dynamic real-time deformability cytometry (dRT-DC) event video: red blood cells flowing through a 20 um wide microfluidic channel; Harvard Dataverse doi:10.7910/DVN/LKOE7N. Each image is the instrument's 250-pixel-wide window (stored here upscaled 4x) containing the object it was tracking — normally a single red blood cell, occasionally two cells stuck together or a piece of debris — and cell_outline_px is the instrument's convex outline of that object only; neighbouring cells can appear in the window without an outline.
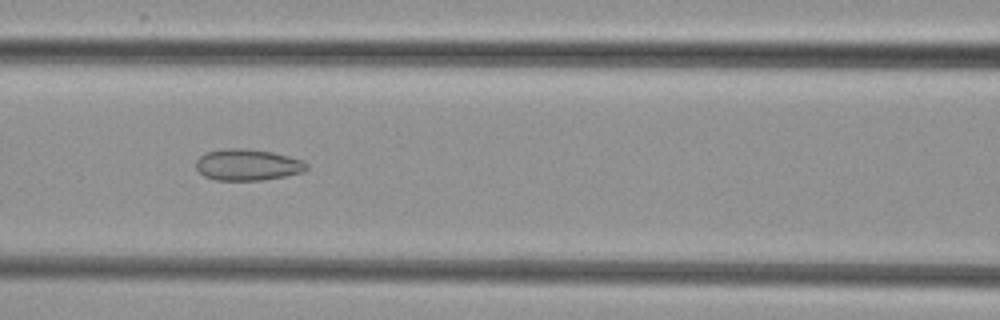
{"species": "common noctule bat (a hibernating species)", "species_latin": "Nyctalus noctula", "temperature_condition": "cold", "stored_images_in_passage": 6, "camera_frame_rate_fps": 3000, "um_per_image_px": 0.085, "animal": {"sex": "female", "body_mass_g": 29.2, "forearm_length_mm": 56.3}, "frame": {"image": 1, "passage_image": 4, "time_ms": 3.333, "image_size_px": [1000, 320], "cell_outline_px": [[308, 168], [304, 172], [264, 180], [216, 180], [204, 176], [196, 168], [196, 160], [200, 156], [208, 152], [224, 148], [240, 148], [272, 152], [288, 156], [300, 160], [308, 164]], "centroid_in_image_um": [21.04, 14.01], "position_along_channel_um": 145.6, "area_um2": 20.11}}
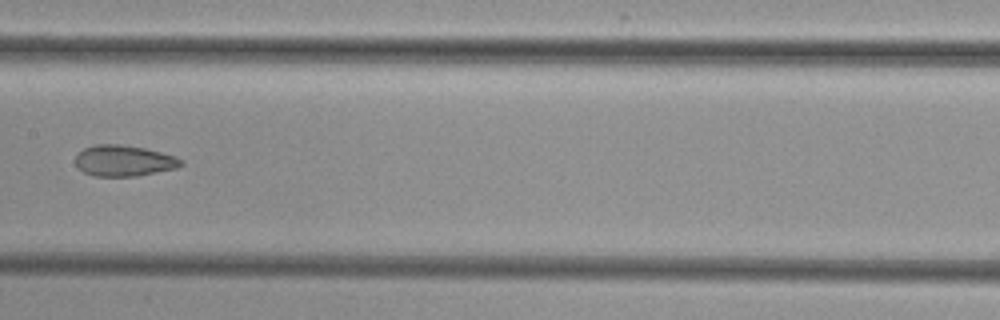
{"frame": {"image": 2, "passage_image": 5, "time_ms": 4.667, "image_size_px": [1000, 320], "cell_outline_px": [[184, 164], [176, 168], [136, 176], [96, 176], [84, 172], [76, 164], [76, 156], [84, 148], [96, 144], [120, 144], [144, 148], [176, 156], [184, 160]], "centroid_in_image_um": [10.56, 13.65], "position_along_channel_um": 196.8, "area_um2": 18.96}}
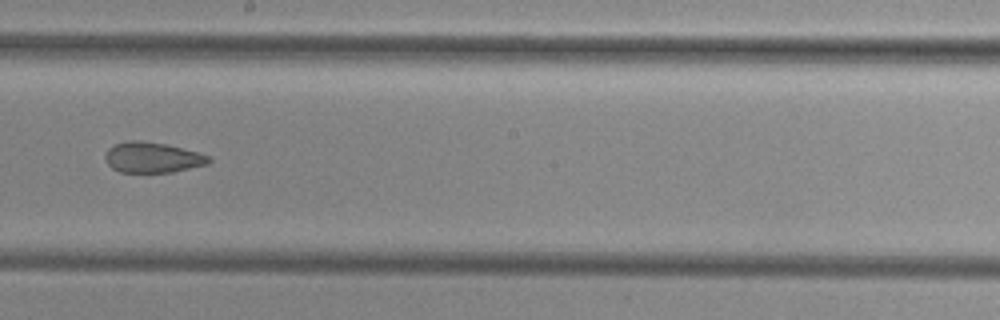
{"frame": {"image": 3, "passage_image": 6, "time_ms": 5.667, "image_size_px": [1000, 320], "cell_outline_px": [[212, 160], [208, 164], [172, 172], [120, 172], [112, 168], [108, 164], [104, 156], [104, 152], [108, 148], [116, 144], [128, 140], [140, 140], [164, 144], [196, 152], [208, 156]], "centroid_in_image_um": [12.91, 13.39], "position_along_channel_um": 235.3, "area_um2": 18.26}}